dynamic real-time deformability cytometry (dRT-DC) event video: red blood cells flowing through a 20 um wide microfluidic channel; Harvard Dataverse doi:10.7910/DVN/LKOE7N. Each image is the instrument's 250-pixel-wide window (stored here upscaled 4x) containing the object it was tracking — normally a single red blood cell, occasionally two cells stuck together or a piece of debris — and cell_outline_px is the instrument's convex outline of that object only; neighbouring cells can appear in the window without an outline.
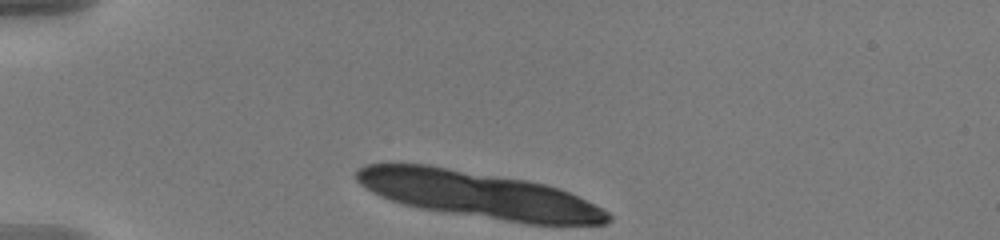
{"species": "human", "species_latin": "Homo sapiens", "temperature_condition": "warm", "stored_images_in_passage": 6, "camera_frame_rate_fps": 3000, "um_per_image_px": 0.085, "donor": {"sex": "male"}, "frame": {"image": 1, "passage_image": 1, "time_ms": 0.0, "image_size_px": [1000, 240], "cell_outline_px": [[612, 220], [604, 224], [524, 224], [444, 212], [420, 208], [404, 204], [380, 196], [372, 192], [360, 184], [352, 176], [356, 168], [364, 164], [428, 164], [528, 180], [560, 188], [608, 212], [612, 216]], "centroid_in_image_um": [40.63, 16.54], "position_along_channel_um": 44.4, "area_um2": 68.38}}